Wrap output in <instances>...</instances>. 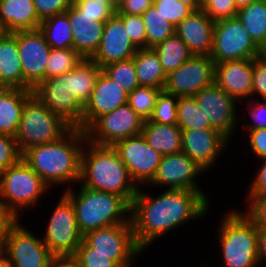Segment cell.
I'll use <instances>...</instances> for the list:
<instances>
[{
	"mask_svg": "<svg viewBox=\"0 0 266 267\" xmlns=\"http://www.w3.org/2000/svg\"><path fill=\"white\" fill-rule=\"evenodd\" d=\"M17 220V218L5 207L0 199V248L4 242L5 237L10 226Z\"/></svg>",
	"mask_w": 266,
	"mask_h": 267,
	"instance_id": "obj_53",
	"label": "cell"
},
{
	"mask_svg": "<svg viewBox=\"0 0 266 267\" xmlns=\"http://www.w3.org/2000/svg\"><path fill=\"white\" fill-rule=\"evenodd\" d=\"M214 24L202 9L194 10L175 27V34L187 44L192 55L210 56Z\"/></svg>",
	"mask_w": 266,
	"mask_h": 267,
	"instance_id": "obj_22",
	"label": "cell"
},
{
	"mask_svg": "<svg viewBox=\"0 0 266 267\" xmlns=\"http://www.w3.org/2000/svg\"><path fill=\"white\" fill-rule=\"evenodd\" d=\"M259 55V46L251 38L237 17L215 22L210 57L215 64Z\"/></svg>",
	"mask_w": 266,
	"mask_h": 267,
	"instance_id": "obj_10",
	"label": "cell"
},
{
	"mask_svg": "<svg viewBox=\"0 0 266 267\" xmlns=\"http://www.w3.org/2000/svg\"><path fill=\"white\" fill-rule=\"evenodd\" d=\"M133 58L139 86L164 89L167 75L156 51L153 48H140Z\"/></svg>",
	"mask_w": 266,
	"mask_h": 267,
	"instance_id": "obj_29",
	"label": "cell"
},
{
	"mask_svg": "<svg viewBox=\"0 0 266 267\" xmlns=\"http://www.w3.org/2000/svg\"><path fill=\"white\" fill-rule=\"evenodd\" d=\"M142 18L145 25L147 48H154L175 34V27L154 6L149 7Z\"/></svg>",
	"mask_w": 266,
	"mask_h": 267,
	"instance_id": "obj_35",
	"label": "cell"
},
{
	"mask_svg": "<svg viewBox=\"0 0 266 267\" xmlns=\"http://www.w3.org/2000/svg\"><path fill=\"white\" fill-rule=\"evenodd\" d=\"M79 183L88 189L118 194L130 205L139 189L113 146H97L89 141L81 155Z\"/></svg>",
	"mask_w": 266,
	"mask_h": 267,
	"instance_id": "obj_3",
	"label": "cell"
},
{
	"mask_svg": "<svg viewBox=\"0 0 266 267\" xmlns=\"http://www.w3.org/2000/svg\"><path fill=\"white\" fill-rule=\"evenodd\" d=\"M123 21L128 36L138 48H147V38L142 15H126L116 13Z\"/></svg>",
	"mask_w": 266,
	"mask_h": 267,
	"instance_id": "obj_43",
	"label": "cell"
},
{
	"mask_svg": "<svg viewBox=\"0 0 266 267\" xmlns=\"http://www.w3.org/2000/svg\"><path fill=\"white\" fill-rule=\"evenodd\" d=\"M153 6L174 26L193 11L179 0H154Z\"/></svg>",
	"mask_w": 266,
	"mask_h": 267,
	"instance_id": "obj_42",
	"label": "cell"
},
{
	"mask_svg": "<svg viewBox=\"0 0 266 267\" xmlns=\"http://www.w3.org/2000/svg\"><path fill=\"white\" fill-rule=\"evenodd\" d=\"M32 90L0 87V134L17 135L22 111Z\"/></svg>",
	"mask_w": 266,
	"mask_h": 267,
	"instance_id": "obj_26",
	"label": "cell"
},
{
	"mask_svg": "<svg viewBox=\"0 0 266 267\" xmlns=\"http://www.w3.org/2000/svg\"><path fill=\"white\" fill-rule=\"evenodd\" d=\"M101 70L91 59H83L73 70L69 71V86L84 105L91 98L95 82Z\"/></svg>",
	"mask_w": 266,
	"mask_h": 267,
	"instance_id": "obj_30",
	"label": "cell"
},
{
	"mask_svg": "<svg viewBox=\"0 0 266 267\" xmlns=\"http://www.w3.org/2000/svg\"><path fill=\"white\" fill-rule=\"evenodd\" d=\"M249 146L257 158L266 157V128L248 130Z\"/></svg>",
	"mask_w": 266,
	"mask_h": 267,
	"instance_id": "obj_50",
	"label": "cell"
},
{
	"mask_svg": "<svg viewBox=\"0 0 266 267\" xmlns=\"http://www.w3.org/2000/svg\"><path fill=\"white\" fill-rule=\"evenodd\" d=\"M154 0H123L116 8V13L126 15H142L149 7L153 6Z\"/></svg>",
	"mask_w": 266,
	"mask_h": 267,
	"instance_id": "obj_51",
	"label": "cell"
},
{
	"mask_svg": "<svg viewBox=\"0 0 266 267\" xmlns=\"http://www.w3.org/2000/svg\"><path fill=\"white\" fill-rule=\"evenodd\" d=\"M256 101L255 98H253L251 101L249 100V103L253 102L255 104H247L251 119L254 120L253 124L245 125L246 130H255V129H263L266 128V101L260 102H254ZM255 105V106H254Z\"/></svg>",
	"mask_w": 266,
	"mask_h": 267,
	"instance_id": "obj_49",
	"label": "cell"
},
{
	"mask_svg": "<svg viewBox=\"0 0 266 267\" xmlns=\"http://www.w3.org/2000/svg\"><path fill=\"white\" fill-rule=\"evenodd\" d=\"M236 17L260 46L266 38V0H254L248 6L238 9Z\"/></svg>",
	"mask_w": 266,
	"mask_h": 267,
	"instance_id": "obj_31",
	"label": "cell"
},
{
	"mask_svg": "<svg viewBox=\"0 0 266 267\" xmlns=\"http://www.w3.org/2000/svg\"><path fill=\"white\" fill-rule=\"evenodd\" d=\"M249 208L245 215L259 228L266 229V195L259 197H246Z\"/></svg>",
	"mask_w": 266,
	"mask_h": 267,
	"instance_id": "obj_48",
	"label": "cell"
},
{
	"mask_svg": "<svg viewBox=\"0 0 266 267\" xmlns=\"http://www.w3.org/2000/svg\"><path fill=\"white\" fill-rule=\"evenodd\" d=\"M72 258L80 267H119L107 255L95 252L83 240Z\"/></svg>",
	"mask_w": 266,
	"mask_h": 267,
	"instance_id": "obj_40",
	"label": "cell"
},
{
	"mask_svg": "<svg viewBox=\"0 0 266 267\" xmlns=\"http://www.w3.org/2000/svg\"><path fill=\"white\" fill-rule=\"evenodd\" d=\"M253 59L225 61L215 64V83L236 101L251 99Z\"/></svg>",
	"mask_w": 266,
	"mask_h": 267,
	"instance_id": "obj_23",
	"label": "cell"
},
{
	"mask_svg": "<svg viewBox=\"0 0 266 267\" xmlns=\"http://www.w3.org/2000/svg\"><path fill=\"white\" fill-rule=\"evenodd\" d=\"M153 49L156 51L166 75L175 71L192 56L187 44L176 34L156 45Z\"/></svg>",
	"mask_w": 266,
	"mask_h": 267,
	"instance_id": "obj_33",
	"label": "cell"
},
{
	"mask_svg": "<svg viewBox=\"0 0 266 267\" xmlns=\"http://www.w3.org/2000/svg\"><path fill=\"white\" fill-rule=\"evenodd\" d=\"M32 92L45 106L59 115L72 128L82 130L85 105L69 86V71L63 75L44 79Z\"/></svg>",
	"mask_w": 266,
	"mask_h": 267,
	"instance_id": "obj_12",
	"label": "cell"
},
{
	"mask_svg": "<svg viewBox=\"0 0 266 267\" xmlns=\"http://www.w3.org/2000/svg\"><path fill=\"white\" fill-rule=\"evenodd\" d=\"M123 0H109V2L115 7L117 8L119 6V4L122 2Z\"/></svg>",
	"mask_w": 266,
	"mask_h": 267,
	"instance_id": "obj_62",
	"label": "cell"
},
{
	"mask_svg": "<svg viewBox=\"0 0 266 267\" xmlns=\"http://www.w3.org/2000/svg\"><path fill=\"white\" fill-rule=\"evenodd\" d=\"M254 0H234V3L237 7V9L243 8L245 6H248L250 3H252Z\"/></svg>",
	"mask_w": 266,
	"mask_h": 267,
	"instance_id": "obj_58",
	"label": "cell"
},
{
	"mask_svg": "<svg viewBox=\"0 0 266 267\" xmlns=\"http://www.w3.org/2000/svg\"><path fill=\"white\" fill-rule=\"evenodd\" d=\"M141 134L162 156L182 152V130L177 124L166 125L146 120Z\"/></svg>",
	"mask_w": 266,
	"mask_h": 267,
	"instance_id": "obj_28",
	"label": "cell"
},
{
	"mask_svg": "<svg viewBox=\"0 0 266 267\" xmlns=\"http://www.w3.org/2000/svg\"><path fill=\"white\" fill-rule=\"evenodd\" d=\"M215 82V62L207 55H192L167 75L164 91L176 97L194 96Z\"/></svg>",
	"mask_w": 266,
	"mask_h": 267,
	"instance_id": "obj_14",
	"label": "cell"
},
{
	"mask_svg": "<svg viewBox=\"0 0 266 267\" xmlns=\"http://www.w3.org/2000/svg\"><path fill=\"white\" fill-rule=\"evenodd\" d=\"M86 133L80 128H71L59 140L35 145L22 153V159L49 186L78 182L80 179L81 155ZM84 143V144H83Z\"/></svg>",
	"mask_w": 266,
	"mask_h": 267,
	"instance_id": "obj_2",
	"label": "cell"
},
{
	"mask_svg": "<svg viewBox=\"0 0 266 267\" xmlns=\"http://www.w3.org/2000/svg\"><path fill=\"white\" fill-rule=\"evenodd\" d=\"M17 45L23 70V89L33 90L45 79L51 47L39 29L17 31Z\"/></svg>",
	"mask_w": 266,
	"mask_h": 267,
	"instance_id": "obj_16",
	"label": "cell"
},
{
	"mask_svg": "<svg viewBox=\"0 0 266 267\" xmlns=\"http://www.w3.org/2000/svg\"><path fill=\"white\" fill-rule=\"evenodd\" d=\"M209 205L208 197L199 191L167 189L153 197L139 187L130 211L138 246L145 251L162 235L204 216Z\"/></svg>",
	"mask_w": 266,
	"mask_h": 267,
	"instance_id": "obj_1",
	"label": "cell"
},
{
	"mask_svg": "<svg viewBox=\"0 0 266 267\" xmlns=\"http://www.w3.org/2000/svg\"><path fill=\"white\" fill-rule=\"evenodd\" d=\"M10 261L7 255L0 249V267H10Z\"/></svg>",
	"mask_w": 266,
	"mask_h": 267,
	"instance_id": "obj_56",
	"label": "cell"
},
{
	"mask_svg": "<svg viewBox=\"0 0 266 267\" xmlns=\"http://www.w3.org/2000/svg\"><path fill=\"white\" fill-rule=\"evenodd\" d=\"M177 101L178 97L162 90L148 121L166 125L177 124Z\"/></svg>",
	"mask_w": 266,
	"mask_h": 267,
	"instance_id": "obj_39",
	"label": "cell"
},
{
	"mask_svg": "<svg viewBox=\"0 0 266 267\" xmlns=\"http://www.w3.org/2000/svg\"><path fill=\"white\" fill-rule=\"evenodd\" d=\"M2 172L3 170L0 169V184H1V179H2Z\"/></svg>",
	"mask_w": 266,
	"mask_h": 267,
	"instance_id": "obj_63",
	"label": "cell"
},
{
	"mask_svg": "<svg viewBox=\"0 0 266 267\" xmlns=\"http://www.w3.org/2000/svg\"><path fill=\"white\" fill-rule=\"evenodd\" d=\"M262 166L259 168L257 176L254 177L247 197H259L266 195V157L261 159Z\"/></svg>",
	"mask_w": 266,
	"mask_h": 267,
	"instance_id": "obj_52",
	"label": "cell"
},
{
	"mask_svg": "<svg viewBox=\"0 0 266 267\" xmlns=\"http://www.w3.org/2000/svg\"><path fill=\"white\" fill-rule=\"evenodd\" d=\"M8 33L7 30L5 29V26L0 22V39Z\"/></svg>",
	"mask_w": 266,
	"mask_h": 267,
	"instance_id": "obj_60",
	"label": "cell"
},
{
	"mask_svg": "<svg viewBox=\"0 0 266 267\" xmlns=\"http://www.w3.org/2000/svg\"><path fill=\"white\" fill-rule=\"evenodd\" d=\"M39 20L42 22L56 14L65 12L73 0H33Z\"/></svg>",
	"mask_w": 266,
	"mask_h": 267,
	"instance_id": "obj_46",
	"label": "cell"
},
{
	"mask_svg": "<svg viewBox=\"0 0 266 267\" xmlns=\"http://www.w3.org/2000/svg\"><path fill=\"white\" fill-rule=\"evenodd\" d=\"M65 12L70 22L73 49L83 59H91L100 46L105 22L88 17L73 3Z\"/></svg>",
	"mask_w": 266,
	"mask_h": 267,
	"instance_id": "obj_24",
	"label": "cell"
},
{
	"mask_svg": "<svg viewBox=\"0 0 266 267\" xmlns=\"http://www.w3.org/2000/svg\"><path fill=\"white\" fill-rule=\"evenodd\" d=\"M0 22L7 32L39 29V20L33 0H0Z\"/></svg>",
	"mask_w": 266,
	"mask_h": 267,
	"instance_id": "obj_25",
	"label": "cell"
},
{
	"mask_svg": "<svg viewBox=\"0 0 266 267\" xmlns=\"http://www.w3.org/2000/svg\"><path fill=\"white\" fill-rule=\"evenodd\" d=\"M82 60L83 57L73 48H51L50 55L47 60L45 79L63 75L64 73L73 70L80 62H82Z\"/></svg>",
	"mask_w": 266,
	"mask_h": 267,
	"instance_id": "obj_36",
	"label": "cell"
},
{
	"mask_svg": "<svg viewBox=\"0 0 266 267\" xmlns=\"http://www.w3.org/2000/svg\"><path fill=\"white\" fill-rule=\"evenodd\" d=\"M49 186L23 160L3 170L0 199L5 207L19 219L24 208L33 207Z\"/></svg>",
	"mask_w": 266,
	"mask_h": 267,
	"instance_id": "obj_7",
	"label": "cell"
},
{
	"mask_svg": "<svg viewBox=\"0 0 266 267\" xmlns=\"http://www.w3.org/2000/svg\"><path fill=\"white\" fill-rule=\"evenodd\" d=\"M0 87L23 89L17 32H8L0 39Z\"/></svg>",
	"mask_w": 266,
	"mask_h": 267,
	"instance_id": "obj_27",
	"label": "cell"
},
{
	"mask_svg": "<svg viewBox=\"0 0 266 267\" xmlns=\"http://www.w3.org/2000/svg\"><path fill=\"white\" fill-rule=\"evenodd\" d=\"M39 30L53 49L73 48V36L66 12L56 14L40 23Z\"/></svg>",
	"mask_w": 266,
	"mask_h": 267,
	"instance_id": "obj_32",
	"label": "cell"
},
{
	"mask_svg": "<svg viewBox=\"0 0 266 267\" xmlns=\"http://www.w3.org/2000/svg\"><path fill=\"white\" fill-rule=\"evenodd\" d=\"M177 126L181 130L214 129L193 96L178 97Z\"/></svg>",
	"mask_w": 266,
	"mask_h": 267,
	"instance_id": "obj_34",
	"label": "cell"
},
{
	"mask_svg": "<svg viewBox=\"0 0 266 267\" xmlns=\"http://www.w3.org/2000/svg\"><path fill=\"white\" fill-rule=\"evenodd\" d=\"M102 71L128 93H131L139 86L134 58L109 64L103 67Z\"/></svg>",
	"mask_w": 266,
	"mask_h": 267,
	"instance_id": "obj_38",
	"label": "cell"
},
{
	"mask_svg": "<svg viewBox=\"0 0 266 267\" xmlns=\"http://www.w3.org/2000/svg\"><path fill=\"white\" fill-rule=\"evenodd\" d=\"M266 261V229H259L258 239V264Z\"/></svg>",
	"mask_w": 266,
	"mask_h": 267,
	"instance_id": "obj_54",
	"label": "cell"
},
{
	"mask_svg": "<svg viewBox=\"0 0 266 267\" xmlns=\"http://www.w3.org/2000/svg\"><path fill=\"white\" fill-rule=\"evenodd\" d=\"M73 4L85 15L99 22H106L116 13L109 0H74Z\"/></svg>",
	"mask_w": 266,
	"mask_h": 267,
	"instance_id": "obj_41",
	"label": "cell"
},
{
	"mask_svg": "<svg viewBox=\"0 0 266 267\" xmlns=\"http://www.w3.org/2000/svg\"><path fill=\"white\" fill-rule=\"evenodd\" d=\"M145 120L128 103L100 116L86 131L87 141L113 146L117 141L141 134Z\"/></svg>",
	"mask_w": 266,
	"mask_h": 267,
	"instance_id": "obj_13",
	"label": "cell"
},
{
	"mask_svg": "<svg viewBox=\"0 0 266 267\" xmlns=\"http://www.w3.org/2000/svg\"><path fill=\"white\" fill-rule=\"evenodd\" d=\"M66 188L64 194L73 204L77 225L83 236L96 229L132 223L131 205L120 195L83 186L75 193L73 188Z\"/></svg>",
	"mask_w": 266,
	"mask_h": 267,
	"instance_id": "obj_4",
	"label": "cell"
},
{
	"mask_svg": "<svg viewBox=\"0 0 266 267\" xmlns=\"http://www.w3.org/2000/svg\"><path fill=\"white\" fill-rule=\"evenodd\" d=\"M122 19L115 13L104 25L100 46L91 58L101 69L133 58L138 48L130 40Z\"/></svg>",
	"mask_w": 266,
	"mask_h": 267,
	"instance_id": "obj_19",
	"label": "cell"
},
{
	"mask_svg": "<svg viewBox=\"0 0 266 267\" xmlns=\"http://www.w3.org/2000/svg\"><path fill=\"white\" fill-rule=\"evenodd\" d=\"M49 267H80L72 257H55Z\"/></svg>",
	"mask_w": 266,
	"mask_h": 267,
	"instance_id": "obj_55",
	"label": "cell"
},
{
	"mask_svg": "<svg viewBox=\"0 0 266 267\" xmlns=\"http://www.w3.org/2000/svg\"><path fill=\"white\" fill-rule=\"evenodd\" d=\"M253 95L266 101V59L259 56L253 59L252 99Z\"/></svg>",
	"mask_w": 266,
	"mask_h": 267,
	"instance_id": "obj_47",
	"label": "cell"
},
{
	"mask_svg": "<svg viewBox=\"0 0 266 267\" xmlns=\"http://www.w3.org/2000/svg\"><path fill=\"white\" fill-rule=\"evenodd\" d=\"M162 90L138 86L129 93L127 103L142 119L149 120L155 108L157 97Z\"/></svg>",
	"mask_w": 266,
	"mask_h": 267,
	"instance_id": "obj_37",
	"label": "cell"
},
{
	"mask_svg": "<svg viewBox=\"0 0 266 267\" xmlns=\"http://www.w3.org/2000/svg\"><path fill=\"white\" fill-rule=\"evenodd\" d=\"M209 1H211V0H198V3H199V10H200V9H203V8L207 5V3H208Z\"/></svg>",
	"mask_w": 266,
	"mask_h": 267,
	"instance_id": "obj_61",
	"label": "cell"
},
{
	"mask_svg": "<svg viewBox=\"0 0 266 267\" xmlns=\"http://www.w3.org/2000/svg\"><path fill=\"white\" fill-rule=\"evenodd\" d=\"M202 10L214 22L236 17L238 11L234 0H211Z\"/></svg>",
	"mask_w": 266,
	"mask_h": 267,
	"instance_id": "obj_45",
	"label": "cell"
},
{
	"mask_svg": "<svg viewBox=\"0 0 266 267\" xmlns=\"http://www.w3.org/2000/svg\"><path fill=\"white\" fill-rule=\"evenodd\" d=\"M258 56L266 59V38L262 42V44L259 46V55Z\"/></svg>",
	"mask_w": 266,
	"mask_h": 267,
	"instance_id": "obj_59",
	"label": "cell"
},
{
	"mask_svg": "<svg viewBox=\"0 0 266 267\" xmlns=\"http://www.w3.org/2000/svg\"><path fill=\"white\" fill-rule=\"evenodd\" d=\"M206 171L194 162L186 153L165 155L162 157L157 172L148 185L167 186L166 189H186L201 191L197 182L198 177Z\"/></svg>",
	"mask_w": 266,
	"mask_h": 267,
	"instance_id": "obj_18",
	"label": "cell"
},
{
	"mask_svg": "<svg viewBox=\"0 0 266 267\" xmlns=\"http://www.w3.org/2000/svg\"><path fill=\"white\" fill-rule=\"evenodd\" d=\"M183 4L189 6L193 11L194 10H199V3L198 0H179Z\"/></svg>",
	"mask_w": 266,
	"mask_h": 267,
	"instance_id": "obj_57",
	"label": "cell"
},
{
	"mask_svg": "<svg viewBox=\"0 0 266 267\" xmlns=\"http://www.w3.org/2000/svg\"><path fill=\"white\" fill-rule=\"evenodd\" d=\"M71 128L32 94L25 102L15 140L23 153L32 146L59 140Z\"/></svg>",
	"mask_w": 266,
	"mask_h": 267,
	"instance_id": "obj_6",
	"label": "cell"
},
{
	"mask_svg": "<svg viewBox=\"0 0 266 267\" xmlns=\"http://www.w3.org/2000/svg\"><path fill=\"white\" fill-rule=\"evenodd\" d=\"M129 93L102 70L95 82L90 100L84 106L82 130L85 132L100 116L127 103Z\"/></svg>",
	"mask_w": 266,
	"mask_h": 267,
	"instance_id": "obj_20",
	"label": "cell"
},
{
	"mask_svg": "<svg viewBox=\"0 0 266 267\" xmlns=\"http://www.w3.org/2000/svg\"><path fill=\"white\" fill-rule=\"evenodd\" d=\"M219 231L224 267H258L259 228L241 211H228Z\"/></svg>",
	"mask_w": 266,
	"mask_h": 267,
	"instance_id": "obj_5",
	"label": "cell"
},
{
	"mask_svg": "<svg viewBox=\"0 0 266 267\" xmlns=\"http://www.w3.org/2000/svg\"><path fill=\"white\" fill-rule=\"evenodd\" d=\"M83 241L95 252L107 255L119 267H131L135 257L144 252L136 242L132 223L96 229L86 233Z\"/></svg>",
	"mask_w": 266,
	"mask_h": 267,
	"instance_id": "obj_9",
	"label": "cell"
},
{
	"mask_svg": "<svg viewBox=\"0 0 266 267\" xmlns=\"http://www.w3.org/2000/svg\"><path fill=\"white\" fill-rule=\"evenodd\" d=\"M0 249L11 267H49L55 258L43 240L21 225L19 219L10 226Z\"/></svg>",
	"mask_w": 266,
	"mask_h": 267,
	"instance_id": "obj_11",
	"label": "cell"
},
{
	"mask_svg": "<svg viewBox=\"0 0 266 267\" xmlns=\"http://www.w3.org/2000/svg\"><path fill=\"white\" fill-rule=\"evenodd\" d=\"M22 159L15 137L9 134H0V169L5 170Z\"/></svg>",
	"mask_w": 266,
	"mask_h": 267,
	"instance_id": "obj_44",
	"label": "cell"
},
{
	"mask_svg": "<svg viewBox=\"0 0 266 267\" xmlns=\"http://www.w3.org/2000/svg\"><path fill=\"white\" fill-rule=\"evenodd\" d=\"M45 229L44 244L55 257H72L83 240L71 200L63 193Z\"/></svg>",
	"mask_w": 266,
	"mask_h": 267,
	"instance_id": "obj_8",
	"label": "cell"
},
{
	"mask_svg": "<svg viewBox=\"0 0 266 267\" xmlns=\"http://www.w3.org/2000/svg\"><path fill=\"white\" fill-rule=\"evenodd\" d=\"M193 97L205 111L211 126L231 140L230 137L238 122L236 100L215 82L202 89Z\"/></svg>",
	"mask_w": 266,
	"mask_h": 267,
	"instance_id": "obj_17",
	"label": "cell"
},
{
	"mask_svg": "<svg viewBox=\"0 0 266 267\" xmlns=\"http://www.w3.org/2000/svg\"><path fill=\"white\" fill-rule=\"evenodd\" d=\"M229 141L217 129L182 130V152L205 171L210 170Z\"/></svg>",
	"mask_w": 266,
	"mask_h": 267,
	"instance_id": "obj_21",
	"label": "cell"
},
{
	"mask_svg": "<svg viewBox=\"0 0 266 267\" xmlns=\"http://www.w3.org/2000/svg\"><path fill=\"white\" fill-rule=\"evenodd\" d=\"M113 148L138 187L152 181L163 156L145 141L142 134L119 140Z\"/></svg>",
	"mask_w": 266,
	"mask_h": 267,
	"instance_id": "obj_15",
	"label": "cell"
}]
</instances>
